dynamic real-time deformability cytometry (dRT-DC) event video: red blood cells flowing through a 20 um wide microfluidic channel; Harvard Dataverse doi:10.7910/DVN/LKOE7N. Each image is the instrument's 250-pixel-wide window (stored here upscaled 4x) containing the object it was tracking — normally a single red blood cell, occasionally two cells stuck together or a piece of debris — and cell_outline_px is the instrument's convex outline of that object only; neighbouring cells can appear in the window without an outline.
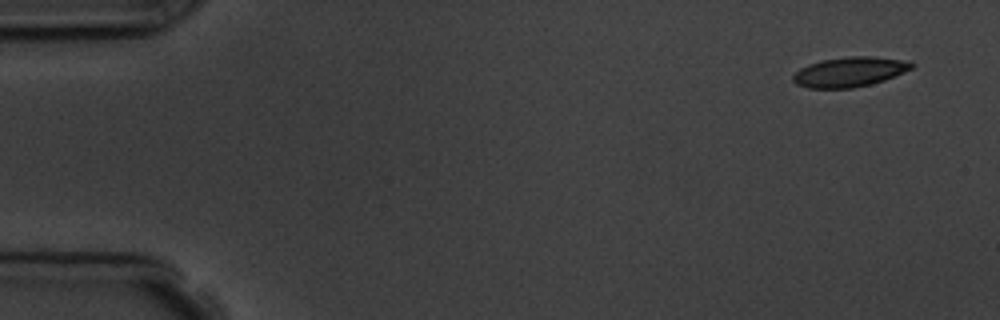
{"species": "common noctule bat (a hibernating species)", "species_latin": "Nyctalus noctula", "temperature_condition": "room temperature", "stored_images_in_passage": 5, "camera_frame_rate_fps": 3000, "um_per_image_px": 0.085, "animal": {"sex": "male", "body_mass_g": 19.5, "forearm_length_mm": 54.6}, "frame": {"image": 1, "passage_image": 1, "time_ms": 0.0, "image_size_px": [1000, 320], "cell_outline_px": [[916, 64], [912, 68], [904, 72], [884, 80], [872, 84], [852, 88], [808, 88], [796, 84], [792, 80], [792, 76], [800, 68], [808, 64], [820, 60], [844, 56], [868, 56], [912, 60]], "centroid_in_image_um": [72.24, 6.09], "position_along_channel_um": 12.8, "area_um2": 20.92}}
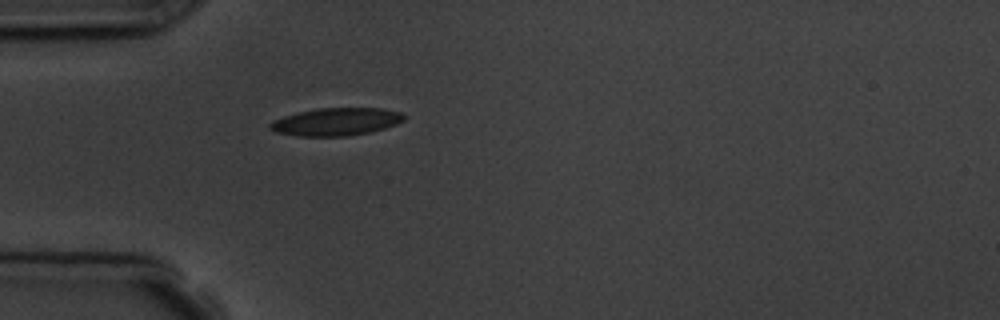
{"frame": {"image": 2, "passage_image": 5, "time_ms": 4.333, "image_size_px": [1000, 320], "cell_outline_px": [[404, 120], [396, 124], [384, 128], [368, 132], [348, 136], [296, 136], [276, 132], [268, 128], [268, 124], [272, 120], [284, 116], [316, 108], [380, 108], [400, 112], [404, 116]], "centroid_in_image_um": [28.52, 10.35], "position_along_channel_um": 56.5, "area_um2": 21.56}}